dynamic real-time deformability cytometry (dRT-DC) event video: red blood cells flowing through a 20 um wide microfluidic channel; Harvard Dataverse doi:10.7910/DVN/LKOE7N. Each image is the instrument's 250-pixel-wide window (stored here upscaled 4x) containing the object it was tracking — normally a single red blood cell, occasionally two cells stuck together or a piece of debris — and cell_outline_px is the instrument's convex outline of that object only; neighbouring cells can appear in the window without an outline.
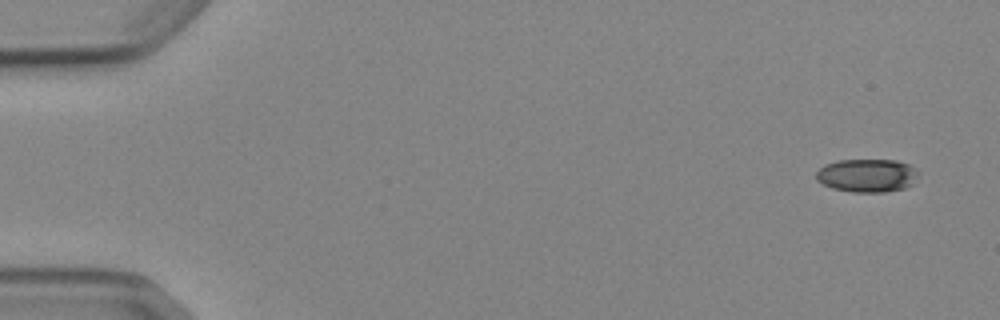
{"species": "Egyptian fruit bat (a non-hibernating species)", "species_latin": "Rousettus aegyptiacus", "temperature_condition": "cold", "stored_images_in_passage": 7, "camera_frame_rate_fps": 3000, "um_per_image_px": 0.085, "animal": {"sex": "female"}, "frame": {"image": 1, "passage_image": 1, "time_ms": 0.0, "image_size_px": [1000, 320], "cell_outline_px": [[920, 172], [912, 184], [904, 188], [884, 192], [852, 192], [832, 188], [816, 180], [816, 172], [824, 164], [840, 160], [896, 160], [908, 164], [916, 168]], "centroid_in_image_um": [73.71, 14.91], "position_along_channel_um": 11.3, "area_um2": 19.88}}
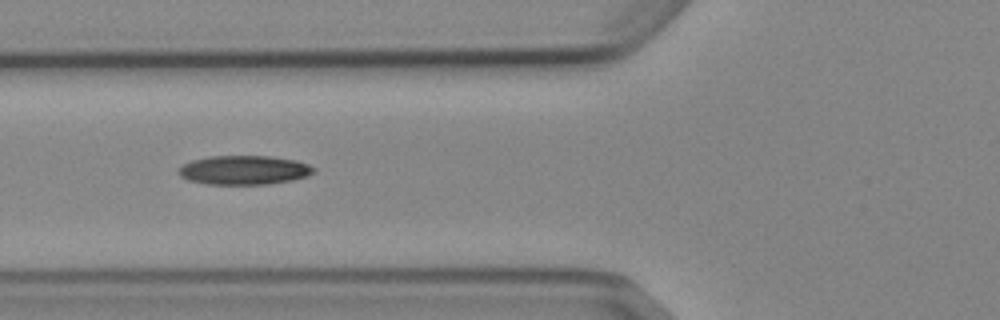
{"frame": {"image": 2, "passage_image": 6, "time_ms": 6.0, "image_size_px": [1000, 320], "cell_outline_px": [[316, 172], [308, 176], [292, 180], [268, 184], [208, 184], [188, 180], [180, 176], [180, 168], [184, 164], [192, 160], [208, 156], [268, 156], [296, 160], [308, 164], [316, 168]], "centroid_in_image_um": [20.79, 14.45], "position_along_channel_um": 105.0, "area_um2": 22.89}}
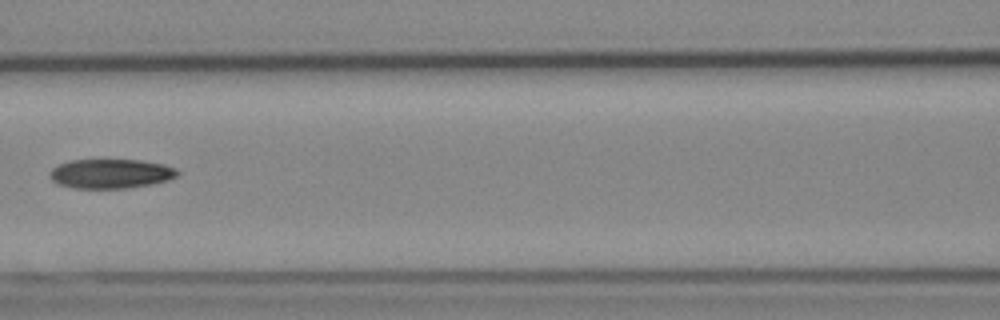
{"frame": {"image": 3, "passage_image": 7, "time_ms": 7.333, "image_size_px": [1000, 320], "cell_outline_px": [[180, 172], [176, 176], [168, 180], [152, 184], [128, 188], [72, 188], [56, 184], [48, 176], [48, 172], [52, 168], [68, 160], [140, 160], [164, 164], [176, 168]], "centroid_in_image_um": [9.39, 14.76], "position_along_channel_um": 157.2, "area_um2": 22.08}}